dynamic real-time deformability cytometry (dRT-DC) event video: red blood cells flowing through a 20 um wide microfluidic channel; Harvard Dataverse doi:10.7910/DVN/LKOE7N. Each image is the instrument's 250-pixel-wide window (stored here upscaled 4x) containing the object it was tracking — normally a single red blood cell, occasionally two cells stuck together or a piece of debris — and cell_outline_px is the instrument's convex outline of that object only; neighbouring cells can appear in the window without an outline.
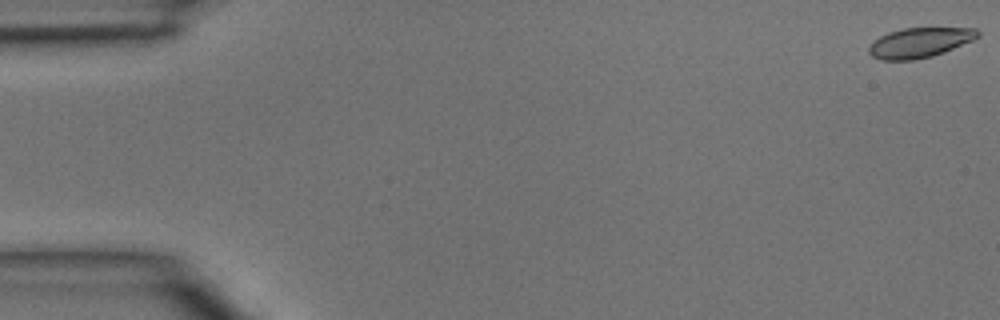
{"species": "common noctule bat (a hibernating species)", "species_latin": "Nyctalus noctula", "temperature_condition": "room temperature", "stored_images_in_passage": 5, "segment_of_instrument_passage": [1, 2], "camera_frame_rate_fps": 3000, "um_per_image_px": 0.085, "animal": {"sex": "male", "body_mass_g": 15.6}, "frame": {"image": 1, "passage_image": 1, "time_ms": 0.0, "image_size_px": [1000, 320], "cell_outline_px": [[980, 36], [972, 40], [944, 52], [932, 56], [912, 60], [880, 60], [872, 56], [868, 52], [868, 48], [880, 36], [888, 32], [904, 28], [976, 28], [980, 32]], "centroid_in_image_um": [78.17, 3.62], "position_along_channel_um": 6.8, "area_um2": 18.84}}
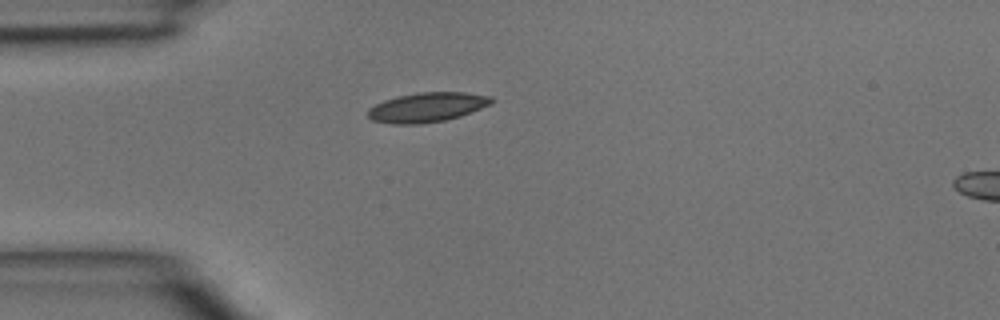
{"frame": {"image": 2, "passage_image": 4, "time_ms": 1.0, "image_size_px": [1000, 320], "cell_outline_px": [[496, 100], [492, 104], [460, 116], [444, 120], [420, 124], [392, 124], [372, 120], [368, 116], [368, 108], [384, 100], [396, 96], [416, 92], [464, 92], [492, 96]], "centroid_in_image_um": [36.32, 9.11], "position_along_channel_um": 48.7, "area_um2": 21.44}}